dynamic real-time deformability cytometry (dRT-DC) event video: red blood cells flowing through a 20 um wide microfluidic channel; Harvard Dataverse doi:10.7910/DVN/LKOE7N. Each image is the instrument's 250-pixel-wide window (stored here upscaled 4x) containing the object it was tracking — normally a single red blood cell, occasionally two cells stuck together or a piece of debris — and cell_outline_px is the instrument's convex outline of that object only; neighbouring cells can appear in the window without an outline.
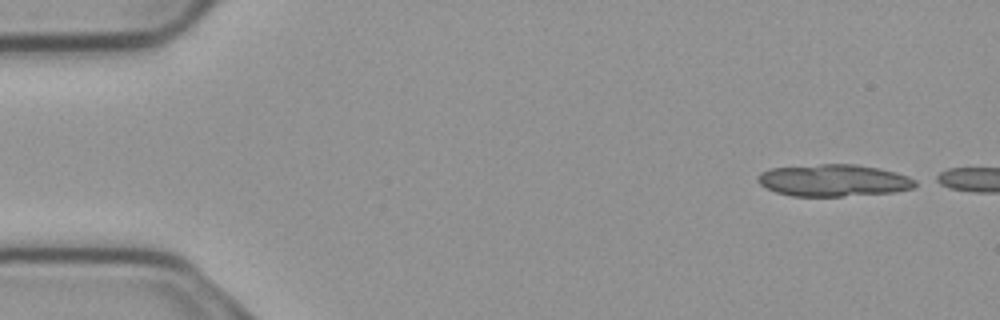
{"species": "common noctule bat (a hibernating species)", "species_latin": "Nyctalus noctula", "temperature_condition": "cold", "stored_images_in_passage": 12, "camera_frame_rate_fps": 3000, "um_per_image_px": 0.085, "animal": {"sex": "male", "body_mass_g": 23.1, "forearm_length_mm": 52.7}, "frame": {"image": 1, "passage_image": 1, "time_ms": 0.0, "image_size_px": [1000, 320], "cell_outline_px": [[916, 184], [912, 188], [892, 192], [844, 196], [792, 196], [776, 192], [760, 184], [756, 180], [756, 176], [760, 172], [768, 168], [820, 164], [856, 164], [880, 168], [896, 172], [908, 176], [916, 180]], "centroid_in_image_um": [70.82, 15.32], "position_along_channel_um": 14.2, "area_um2": 29.48}}